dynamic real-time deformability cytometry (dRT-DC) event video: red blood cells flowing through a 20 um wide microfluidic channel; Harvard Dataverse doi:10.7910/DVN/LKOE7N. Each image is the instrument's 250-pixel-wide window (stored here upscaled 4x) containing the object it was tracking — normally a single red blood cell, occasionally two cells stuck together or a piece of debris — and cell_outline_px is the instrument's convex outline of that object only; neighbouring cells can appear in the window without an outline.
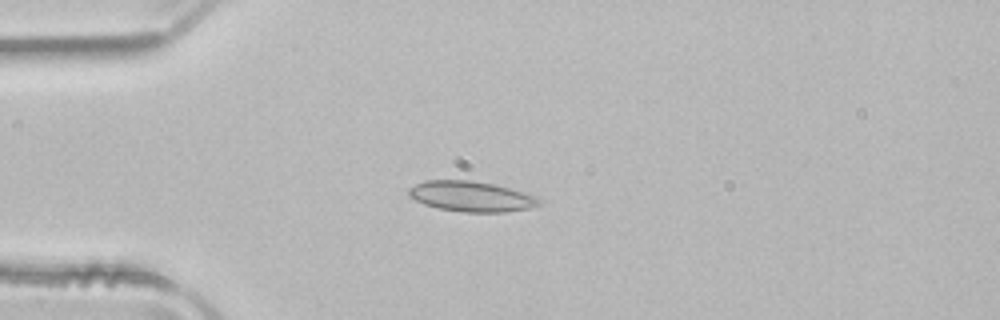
{"species": "common noctule bat (a hibernating species)", "species_latin": "Nyctalus noctula", "temperature_condition": "room temperature", "stored_images_in_passage": 20, "camera_frame_rate_fps": 3000, "um_per_image_px": 0.085, "animal": {"sex": "male", "body_mass_g": 21.5, "forearm_length_mm": 52.0}, "frame": {"image": 1, "passage_image": 1, "time_ms": 0.0, "image_size_px": [1000, 320], "cell_outline_px": [[540, 204], [532, 208], [504, 212], [464, 212], [440, 208], [424, 204], [408, 196], [408, 188], [424, 180], [472, 180], [492, 184], [524, 192], [536, 196], [540, 200]], "centroid_in_image_um": [40.05, 16.69], "position_along_channel_um": 45.0, "area_um2": 23.0}}
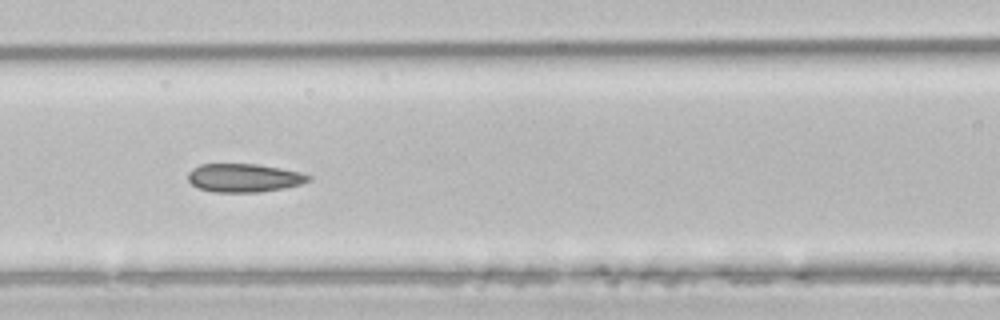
{"frame": {"image": 2, "passage_image": 10, "time_ms": 3.0, "image_size_px": [1000, 320], "cell_outline_px": [[312, 180], [300, 184], [284, 188], [260, 192], [212, 192], [200, 188], [192, 184], [188, 180], [188, 172], [192, 168], [200, 164], [256, 164], [280, 168], [300, 172], [312, 176]], "centroid_in_image_um": [20.75, 15.12], "position_along_channel_um": 145.9, "area_um2": 20.0}}
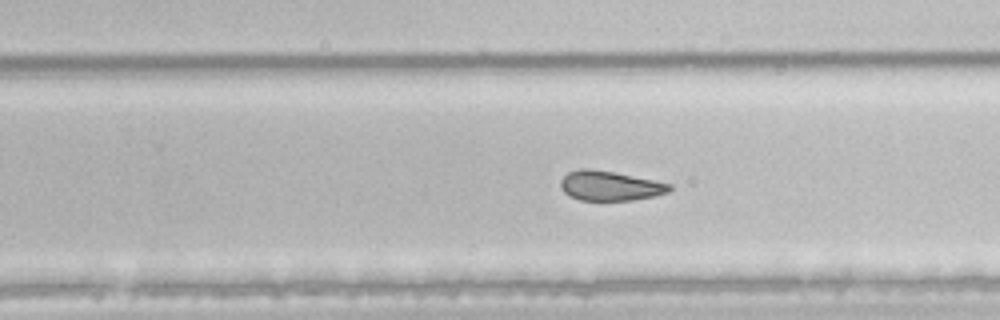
{"frame": {"image": 3, "passage_image": 20, "time_ms": 6.333, "image_size_px": [1000, 320], "cell_outline_px": [[672, 188], [668, 192], [656, 196], [632, 200], [580, 200], [564, 192], [560, 188], [560, 180], [568, 172], [580, 168], [588, 168], [612, 172], [672, 184]], "centroid_in_image_um": [51.83, 15.79], "position_along_channel_um": 278.0, "area_um2": 18.67}}